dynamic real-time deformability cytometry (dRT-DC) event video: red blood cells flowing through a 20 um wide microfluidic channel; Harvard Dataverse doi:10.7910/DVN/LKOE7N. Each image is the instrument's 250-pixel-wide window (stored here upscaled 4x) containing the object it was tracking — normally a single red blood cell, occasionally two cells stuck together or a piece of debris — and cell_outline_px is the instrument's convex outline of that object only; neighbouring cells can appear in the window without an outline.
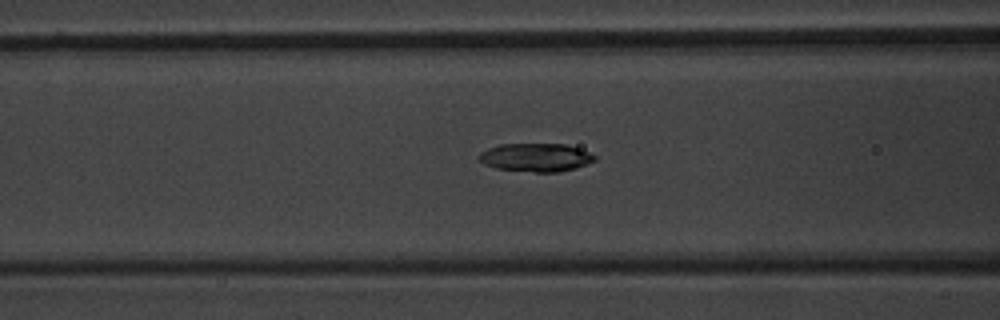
{"species": "common noctule bat (a hibernating species)", "species_latin": "Nyctalus noctula", "temperature_condition": "warm", "stored_images_in_passage": 46, "camera_frame_rate_fps": 3000, "um_per_image_px": 0.085, "animal": {"sex": "male", "body_mass_g": 20.1, "forearm_length_mm": 53.5}, "frame": {"image": 1, "passage_image": 14, "time_ms": 4.333, "image_size_px": [1000, 320], "cell_outline_px": [[596, 160], [576, 168], [560, 172], [536, 172], [496, 168], [484, 164], [480, 160], [480, 152], [488, 148], [500, 144], [564, 144], [588, 152], [596, 156]], "centroid_in_image_um": [45.55, 13.38], "position_along_channel_um": 121.1, "area_um2": 18.9}}
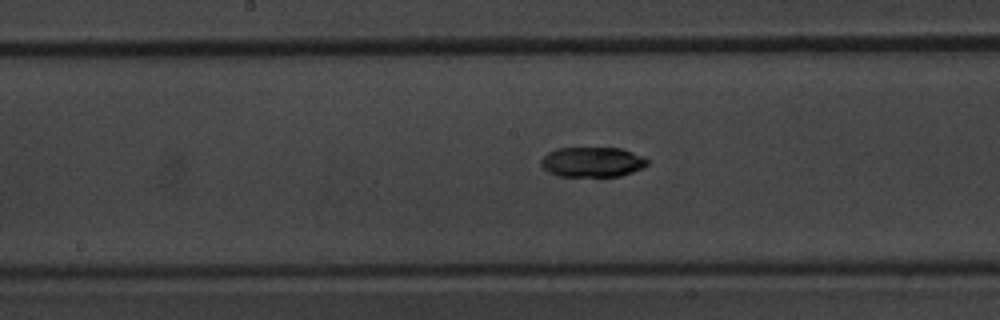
{"frame": {"image": 2, "passage_image": 20, "time_ms": 6.333, "image_size_px": [1000, 320], "cell_outline_px": [[648, 164], [632, 172], [620, 176], [556, 176], [548, 172], [540, 164], [540, 160], [548, 152], [556, 148], [620, 148], [644, 156], [648, 160]], "centroid_in_image_um": [50.32, 13.77], "position_along_channel_um": 197.9, "area_um2": 18.61}}
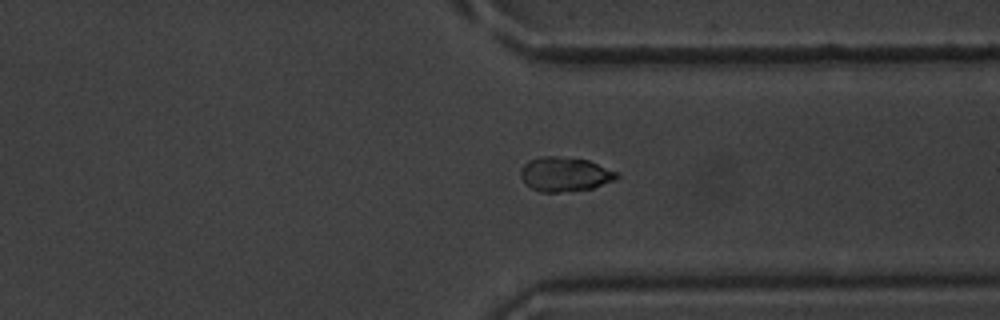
{"frame": {"image": 3, "passage_image": 33, "time_ms": 10.667, "image_size_px": [1000, 320], "cell_outline_px": [[620, 176], [612, 180], [592, 188], [556, 192], [540, 192], [532, 188], [520, 176], [520, 168], [528, 160], [544, 156], [556, 156], [588, 160], [616, 172]], "centroid_in_image_um": [47.97, 14.8], "position_along_channel_um": 363.4, "area_um2": 18.84}, "authors_computed_cell_mechanics": {"area_um2": 18.8717, "velocity_mm_per_s": 3.8251, "shape_relaxation_time_tau1_ms": 3.6289, "shape_relaxation_time_tau2_ms": null, "deformation_change_tau1": 0.1454, "deformation_change_tau2": null}}